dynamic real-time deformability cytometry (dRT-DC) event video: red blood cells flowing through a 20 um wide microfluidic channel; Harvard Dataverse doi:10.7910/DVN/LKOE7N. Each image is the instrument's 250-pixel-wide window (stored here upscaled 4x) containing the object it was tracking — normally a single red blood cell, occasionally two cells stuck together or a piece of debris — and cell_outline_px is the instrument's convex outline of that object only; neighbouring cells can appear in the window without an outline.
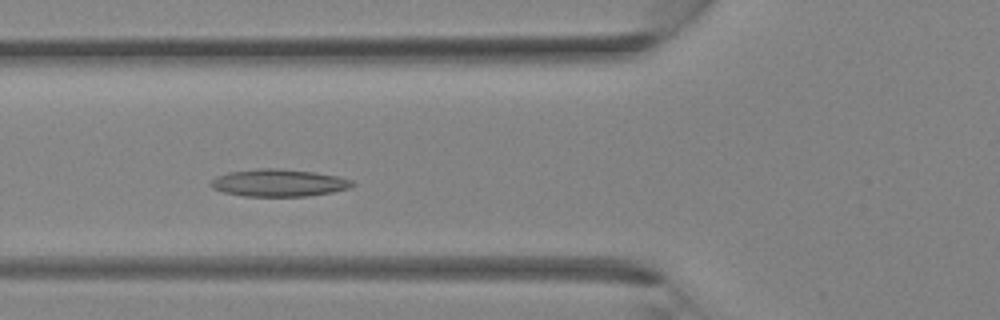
{"species": "Egyptian fruit bat (a non-hibernating species)", "species_latin": "Rousettus aegyptiacus", "temperature_condition": "room temperature", "stored_images_in_passage": 33, "camera_frame_rate_fps": 3000, "um_per_image_px": 0.085, "animal": {"sex": "female"}, "frame": {"image": 1, "passage_image": 11, "time_ms": 3.333, "image_size_px": [1000, 320], "cell_outline_px": [[356, 184], [352, 188], [332, 192], [308, 196], [244, 196], [224, 192], [212, 188], [208, 184], [216, 176], [228, 172], [256, 168], [280, 168], [316, 172], [340, 176], [352, 180]], "centroid_in_image_um": [23.72, 15.53], "position_along_channel_um": 102.1, "area_um2": 22.89}}
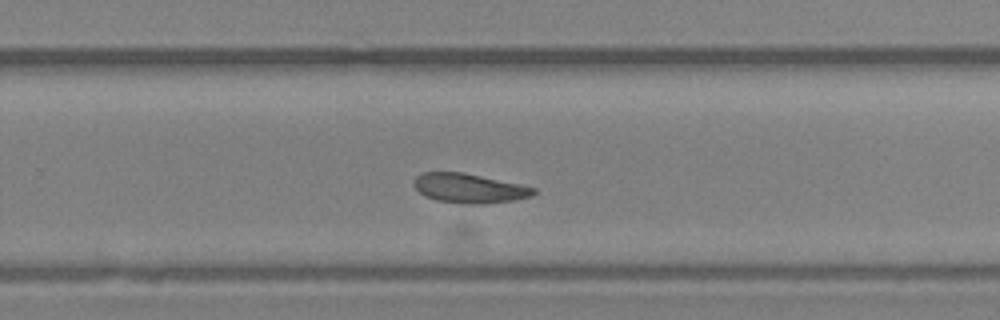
{"frame": {"image": 2, "passage_image": 21, "time_ms": 6.667, "image_size_px": [1000, 320], "cell_outline_px": [[536, 192], [532, 196], [512, 200], [484, 204], [460, 204], [436, 200], [424, 196], [412, 184], [412, 180], [420, 172], [464, 172], [520, 184], [536, 188]], "centroid_in_image_um": [39.84, 16.0], "position_along_channel_um": 290.0, "area_um2": 20.75}}
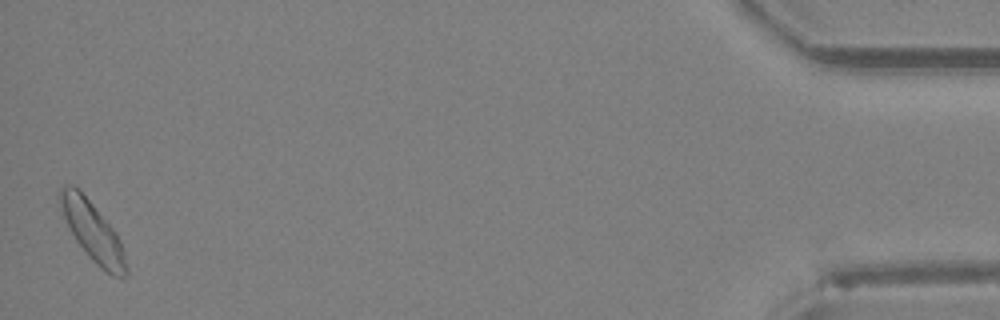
{"frame": {"image": 3, "passage_image": 33, "time_ms": 10.667, "image_size_px": [1000, 320], "cell_outline_px": [[128, 276], [112, 276], [104, 272], [92, 260], [76, 240], [64, 216], [56, 196], [60, 188], [68, 184], [72, 184], [92, 204], [116, 232], [120, 240], [124, 252], [128, 268]], "centroid_in_image_um": [7.89, 19.7], "position_along_channel_um": 427.3, "area_um2": 22.48}}